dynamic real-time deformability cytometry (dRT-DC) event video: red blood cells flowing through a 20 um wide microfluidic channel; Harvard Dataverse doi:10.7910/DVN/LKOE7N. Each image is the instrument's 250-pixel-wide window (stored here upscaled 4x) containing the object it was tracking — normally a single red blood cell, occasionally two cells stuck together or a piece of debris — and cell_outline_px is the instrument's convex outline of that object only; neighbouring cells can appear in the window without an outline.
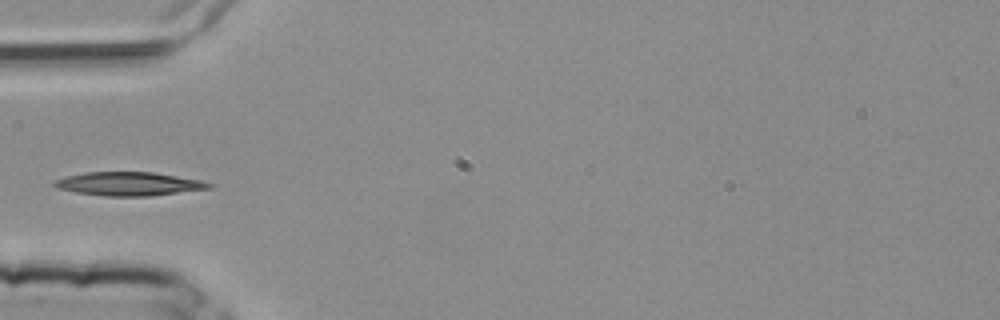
{"species": "common noctule bat (a hibernating species)", "species_latin": "Nyctalus noctula", "temperature_condition": "room temperature", "stored_images_in_passage": 4, "camera_frame_rate_fps": 3000, "um_per_image_px": 0.085, "animal": {"sex": "female", "body_mass_g": 25.1}, "frame": {"image": 1, "passage_image": 4, "time_ms": 1.0, "image_size_px": [1000, 320], "cell_outline_px": [[212, 188], [148, 196], [104, 196], [76, 192], [56, 188], [52, 184], [56, 180], [68, 176], [84, 172], [152, 172], [200, 180], [212, 184]], "centroid_in_image_um": [10.93, 15.63], "position_along_channel_um": 74.1, "area_um2": 21.04}}